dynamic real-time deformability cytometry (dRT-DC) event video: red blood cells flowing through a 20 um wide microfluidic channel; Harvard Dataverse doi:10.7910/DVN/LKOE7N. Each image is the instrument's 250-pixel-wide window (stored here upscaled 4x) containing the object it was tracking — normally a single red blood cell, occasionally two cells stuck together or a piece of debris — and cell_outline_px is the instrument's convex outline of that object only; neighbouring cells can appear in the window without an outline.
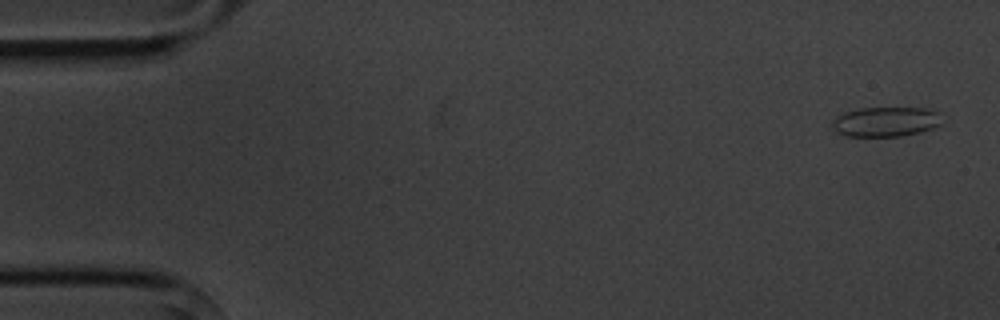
{"species": "common noctule bat (a hibernating species)", "species_latin": "Nyctalus noctula", "temperature_condition": "cold", "stored_images_in_passage": 4, "camera_frame_rate_fps": 3000, "um_per_image_px": 0.085, "animal": {"sex": "male", "body_mass_g": 20.1, "forearm_length_mm": 53.5}, "frame": {"image": 1, "passage_image": 1, "time_ms": 0.0, "image_size_px": [1000, 320], "cell_outline_px": [[940, 124], [932, 128], [920, 132], [900, 136], [844, 136], [836, 132], [832, 128], [832, 120], [836, 116], [844, 112], [860, 108], [924, 108], [936, 112]], "centroid_in_image_um": [75.19, 10.35], "position_along_channel_um": 9.8, "area_um2": 18.84}}
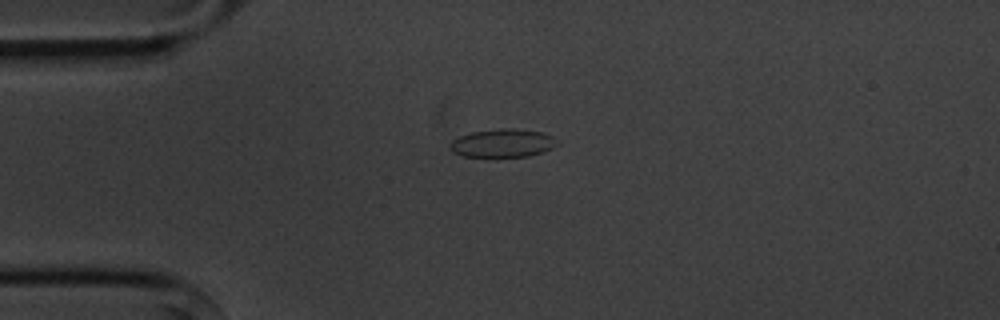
{"frame": {"image": 2, "passage_image": 4, "time_ms": 3.667, "image_size_px": [1000, 320], "cell_outline_px": [[560, 144], [552, 148], [528, 156], [464, 156], [452, 152], [448, 148], [448, 144], [452, 140], [460, 136], [472, 132], [500, 128], [512, 128], [544, 132], [552, 136]], "centroid_in_image_um": [42.71, 12.15], "position_along_channel_um": 42.3, "area_um2": 17.63}}